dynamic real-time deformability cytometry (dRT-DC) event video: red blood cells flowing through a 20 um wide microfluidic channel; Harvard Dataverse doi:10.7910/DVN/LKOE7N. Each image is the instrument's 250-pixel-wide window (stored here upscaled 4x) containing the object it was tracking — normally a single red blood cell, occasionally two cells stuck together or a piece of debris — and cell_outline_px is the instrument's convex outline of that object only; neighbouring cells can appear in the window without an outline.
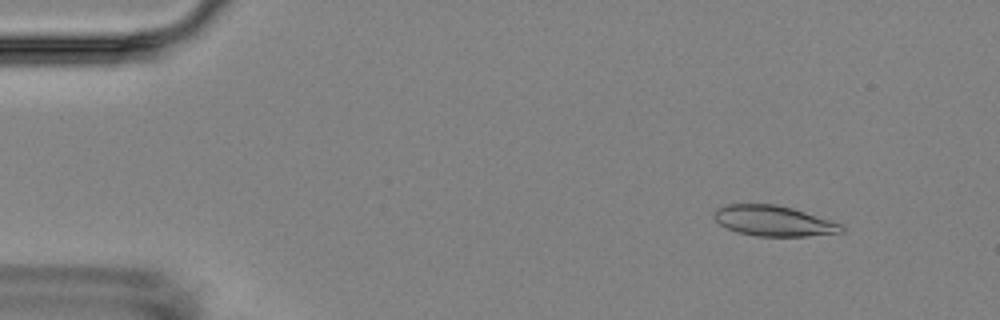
{"species": "Egyptian fruit bat (a non-hibernating species)", "species_latin": "Rousettus aegyptiacus", "temperature_condition": "room temperature", "stored_images_in_passage": 5, "camera_frame_rate_fps": 3000, "um_per_image_px": 0.085, "animal": {"sex": "female"}, "frame": {"image": 1, "passage_image": 2, "time_ms": 1.333, "image_size_px": [1000, 320], "cell_outline_px": [[844, 232], [808, 236], [756, 236], [736, 232], [720, 224], [712, 216], [712, 212], [716, 208], [724, 204], [776, 204], [792, 208], [840, 224], [844, 228]], "centroid_in_image_um": [65.69, 18.77], "position_along_channel_um": 19.3, "area_um2": 22.54}}
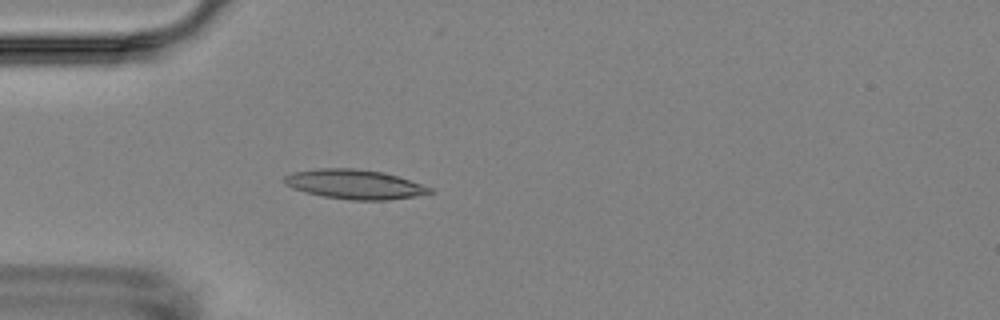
{"frame": {"image": 2, "passage_image": 5, "time_ms": 4.667, "image_size_px": [1000, 320], "cell_outline_px": [[436, 192], [388, 200], [352, 200], [324, 196], [304, 192], [292, 188], [284, 184], [284, 176], [292, 172], [316, 168], [352, 168], [384, 172], [432, 188]], "centroid_in_image_um": [30.09, 15.66], "position_along_channel_um": 54.9, "area_um2": 24.85}}